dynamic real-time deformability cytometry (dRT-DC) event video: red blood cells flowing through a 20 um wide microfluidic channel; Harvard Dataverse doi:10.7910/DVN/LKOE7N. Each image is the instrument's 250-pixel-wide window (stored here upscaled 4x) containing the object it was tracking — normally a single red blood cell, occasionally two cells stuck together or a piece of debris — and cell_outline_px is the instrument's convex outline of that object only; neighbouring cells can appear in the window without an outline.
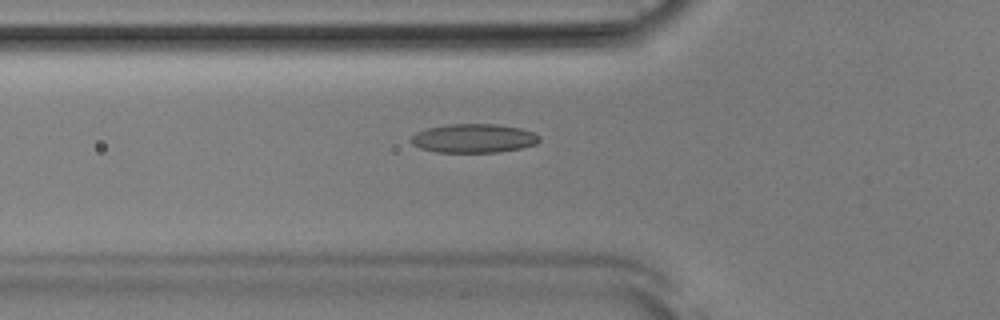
{"species": "Egyptian fruit bat (a non-hibernating species)", "species_latin": "Rousettus aegyptiacus", "temperature_condition": "room temperature", "stored_images_in_passage": 49, "camera_frame_rate_fps": 3000, "um_per_image_px": 0.085, "animal": {"sex": "male"}, "frame": {"image": 1, "passage_image": 18, "time_ms": 5.667, "image_size_px": [1000, 320], "cell_outline_px": [[540, 140], [536, 144], [520, 148], [500, 152], [436, 152], [420, 148], [412, 144], [408, 140], [416, 132], [428, 128], [448, 124], [496, 124], [520, 128], [532, 132], [540, 136]], "centroid_in_image_um": [40.24, 11.76], "position_along_channel_um": 85.6, "area_um2": 21.62}}
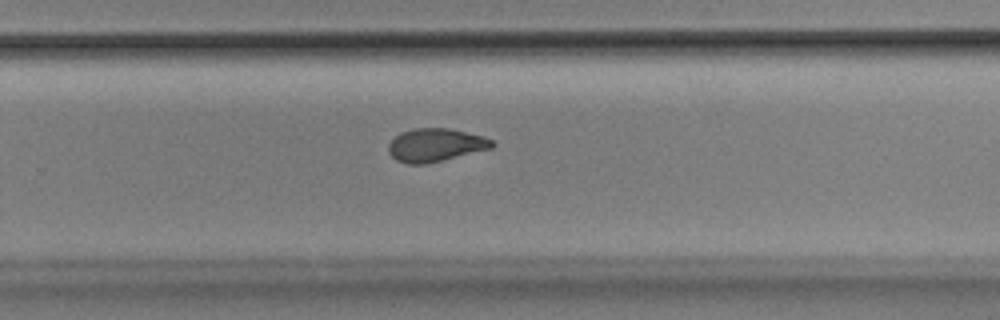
{"frame": {"image": 2, "passage_image": 34, "time_ms": 11.0, "image_size_px": [1000, 320], "cell_outline_px": [[496, 144], [492, 148], [424, 164], [408, 164], [396, 160], [388, 152], [388, 144], [400, 132], [412, 128], [448, 128], [484, 136], [492, 140]], "centroid_in_image_um": [37.0, 12.32], "position_along_channel_um": 292.8, "area_um2": 19.94}}
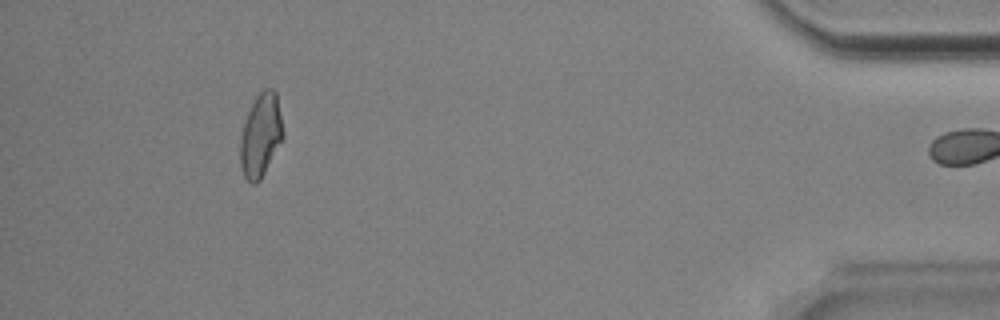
{"frame": {"image": 3, "passage_image": 48, "time_ms": 15.667, "image_size_px": [1000, 320], "cell_outline_px": [[284, 136], [260, 180], [256, 184], [252, 184], [244, 176], [240, 164], [240, 140], [244, 120], [256, 96], [264, 88], [272, 88], [276, 92], [284, 132]], "centroid_in_image_um": [22.16, 11.49], "position_along_channel_um": 413.0, "area_um2": 20.69}, "authors_computed_cell_mechanics": {"area_um2": 20.6924, "velocity_mm_per_s": 3.8836, "shape_relaxation_time_tau1_ms": 5.2728, "shape_relaxation_time_tau2_ms": 3.0726, "deformation_change_tau1": 0.1575, "deformation_change_tau2": 0.0872}}